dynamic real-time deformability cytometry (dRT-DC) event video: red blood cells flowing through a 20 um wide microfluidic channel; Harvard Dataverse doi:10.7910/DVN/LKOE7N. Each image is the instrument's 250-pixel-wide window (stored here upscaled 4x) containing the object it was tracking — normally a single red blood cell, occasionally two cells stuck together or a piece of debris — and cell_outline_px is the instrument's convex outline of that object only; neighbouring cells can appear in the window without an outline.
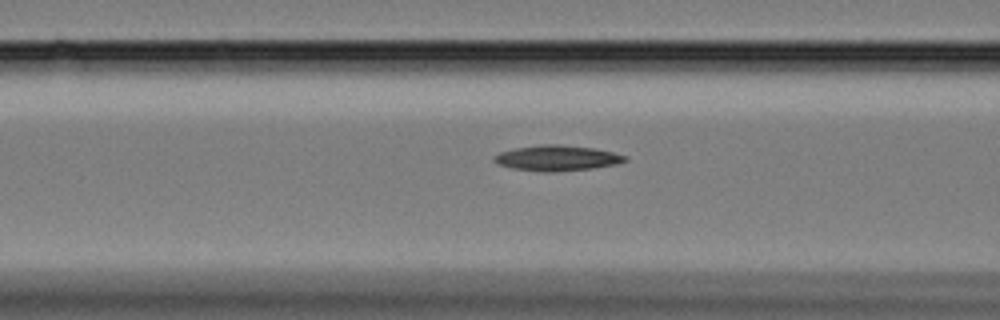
{"species": "Egyptian fruit bat (a non-hibernating species)", "species_latin": "Rousettus aegyptiacus", "temperature_condition": "cold", "stored_images_in_passage": 39, "camera_frame_rate_fps": 3000, "um_per_image_px": 0.085, "animal": {"sex": "female"}, "frame": {"image": 1, "passage_image": 14, "time_ms": 4.333, "image_size_px": [1000, 320], "cell_outline_px": [[628, 160], [616, 164], [592, 168], [552, 172], [540, 172], [512, 168], [500, 164], [492, 160], [492, 156], [500, 152], [516, 148], [540, 144], [560, 144], [592, 148], [612, 152], [628, 156]], "centroid_in_image_um": [47.33, 13.43], "position_along_channel_um": 119.3, "area_um2": 19.42}}
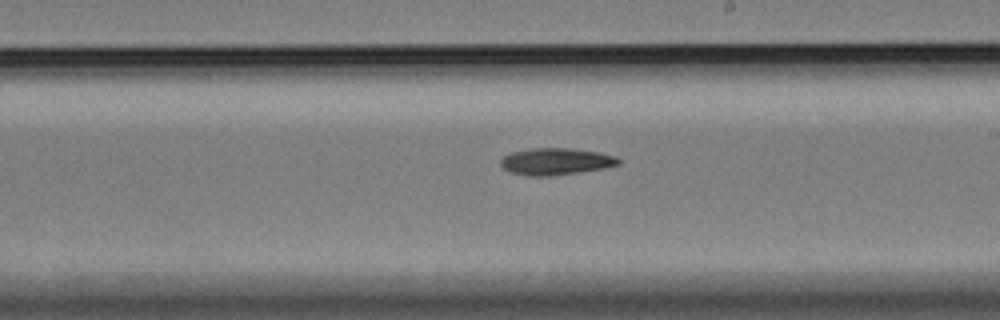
{"frame": {"image": 2, "passage_image": 25, "time_ms": 8.0, "image_size_px": [1000, 320], "cell_outline_px": [[620, 164], [600, 168], [576, 172], [548, 176], [528, 176], [508, 172], [500, 164], [500, 160], [504, 156], [512, 152], [532, 148], [572, 148], [596, 152], [616, 156], [620, 160]], "centroid_in_image_um": [47.19, 13.72], "position_along_channel_um": 241.8, "area_um2": 18.21}}
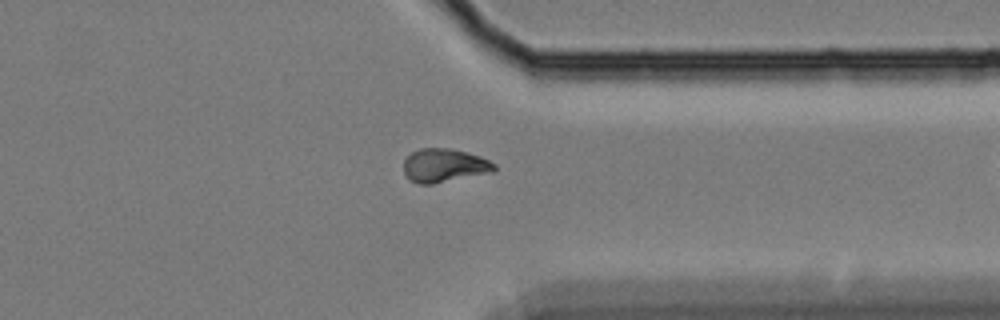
{"frame": {"image": 3, "passage_image": 37, "time_ms": 12.0, "image_size_px": [1000, 320], "cell_outline_px": [[496, 172], [432, 184], [420, 184], [412, 180], [404, 172], [404, 160], [412, 152], [420, 148], [452, 148], [468, 152], [480, 156], [496, 164]], "centroid_in_image_um": [37.82, 14.06], "position_along_channel_um": 373.6, "area_um2": 17.86}}